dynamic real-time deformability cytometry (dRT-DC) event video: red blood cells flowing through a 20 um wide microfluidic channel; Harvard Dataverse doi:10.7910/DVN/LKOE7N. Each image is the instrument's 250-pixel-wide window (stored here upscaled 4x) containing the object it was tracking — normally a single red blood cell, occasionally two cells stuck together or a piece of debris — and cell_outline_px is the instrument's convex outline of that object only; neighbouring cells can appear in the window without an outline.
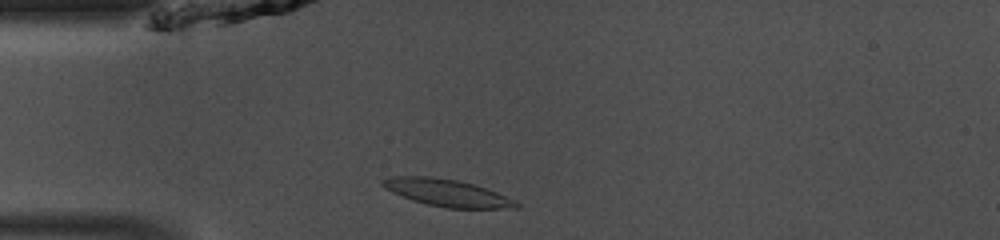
{"species": "common noctule bat (a hibernating species)", "species_latin": "Nyctalus noctula", "temperature_condition": "room temperature", "stored_images_in_passage": 37, "camera_frame_rate_fps": 3000, "um_per_image_px": 0.085, "animal": {"sex": "male", "body_mass_g": 13.0, "forearm_length_mm": 53.1}, "frame": {"image": 1, "passage_image": 2, "time_ms": 0.333, "image_size_px": [1000, 240], "cell_outline_px": [[520, 208], [448, 208], [428, 204], [412, 200], [392, 192], [384, 188], [380, 184], [380, 180], [396, 176], [432, 176], [456, 180], [488, 188], [516, 200], [520, 204]], "centroid_in_image_um": [38.02, 16.38], "position_along_channel_um": 47.0, "area_um2": 21.15}}
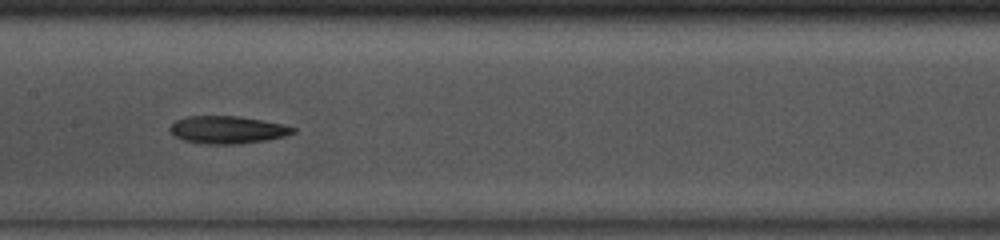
{"frame": {"image": 2, "passage_image": 13, "time_ms": 4.0, "image_size_px": [1000, 240], "cell_outline_px": [[296, 132], [284, 136], [264, 140], [236, 144], [204, 144], [184, 140], [176, 136], [168, 128], [176, 120], [188, 116], [236, 116], [284, 124], [296, 128]], "centroid_in_image_um": [19.33, 11.03], "position_along_channel_um": 188.1, "area_um2": 19.54}}
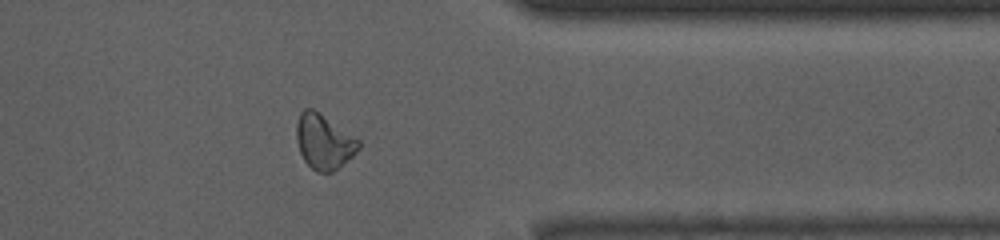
{"frame": {"image": 3, "passage_image": 28, "time_ms": 9.0, "image_size_px": [1000, 240], "cell_outline_px": [[360, 148], [352, 156], [332, 172], [316, 172], [304, 160], [300, 152], [296, 140], [296, 124], [300, 112], [304, 108], [312, 108], [360, 140]], "centroid_in_image_um": [27.51, 12.04], "position_along_channel_um": 383.9, "area_um2": 19.65}}